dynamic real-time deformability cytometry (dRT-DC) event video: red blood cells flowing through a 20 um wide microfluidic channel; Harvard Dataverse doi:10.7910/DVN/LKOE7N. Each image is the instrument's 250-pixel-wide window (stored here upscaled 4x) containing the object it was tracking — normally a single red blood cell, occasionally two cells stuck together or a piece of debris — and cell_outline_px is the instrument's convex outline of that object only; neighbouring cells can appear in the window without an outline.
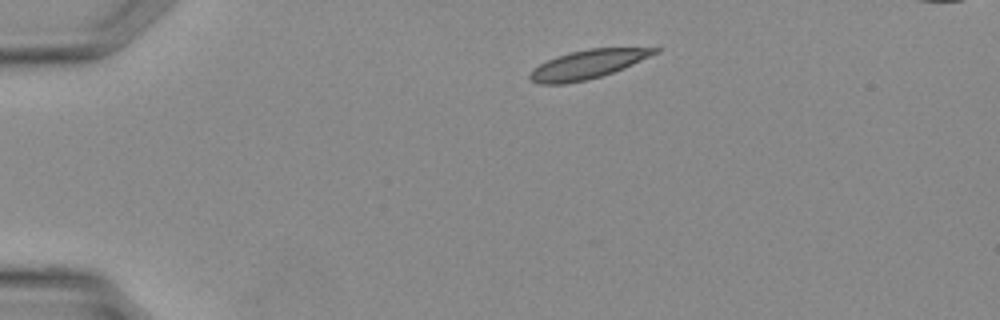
{"species": "Egyptian fruit bat (a non-hibernating species)", "species_latin": "Rousettus aegyptiacus", "temperature_condition": "warm", "stored_images_in_passage": 30, "camera_frame_rate_fps": 3000, "um_per_image_px": 0.085, "animal": {"sex": "female"}, "frame": {"image": 1, "passage_image": 1, "time_ms": 0.0, "image_size_px": [1000, 320], "cell_outline_px": [[664, 48], [660, 52], [624, 68], [588, 80], [564, 84], [536, 84], [528, 80], [528, 76], [532, 68], [556, 56], [588, 48]], "centroid_in_image_um": [49.92, 5.48], "position_along_channel_um": 35.1, "area_um2": 21.04}}
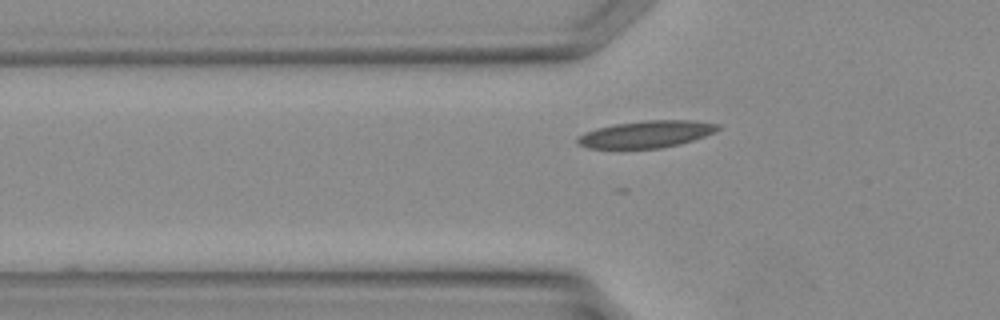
{"frame": {"image": 2, "passage_image": 6, "time_ms": 1.667, "image_size_px": [1000, 320], "cell_outline_px": [[720, 128], [716, 132], [680, 144], [660, 148], [588, 148], [580, 144], [576, 140], [576, 136], [584, 132], [596, 128], [616, 124], [644, 120], [692, 120], [720, 124]], "centroid_in_image_um": [54.94, 11.4], "position_along_channel_um": 70.9, "area_um2": 22.08}}
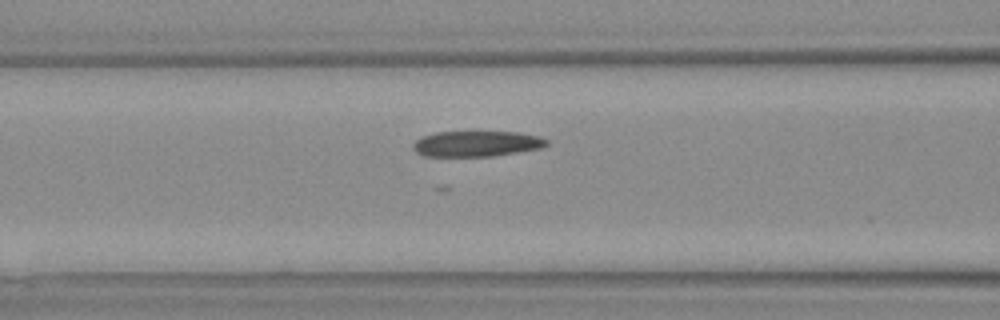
{"frame": {"image": 3, "passage_image": 9, "time_ms": 2.667, "image_size_px": [1000, 320], "cell_outline_px": [[548, 144], [540, 148], [492, 156], [424, 156], [416, 152], [412, 148], [412, 144], [416, 140], [424, 136], [436, 132], [520, 132], [540, 136], [548, 140]], "centroid_in_image_um": [40.51, 12.21], "position_along_channel_um": 126.1, "area_um2": 19.88}}